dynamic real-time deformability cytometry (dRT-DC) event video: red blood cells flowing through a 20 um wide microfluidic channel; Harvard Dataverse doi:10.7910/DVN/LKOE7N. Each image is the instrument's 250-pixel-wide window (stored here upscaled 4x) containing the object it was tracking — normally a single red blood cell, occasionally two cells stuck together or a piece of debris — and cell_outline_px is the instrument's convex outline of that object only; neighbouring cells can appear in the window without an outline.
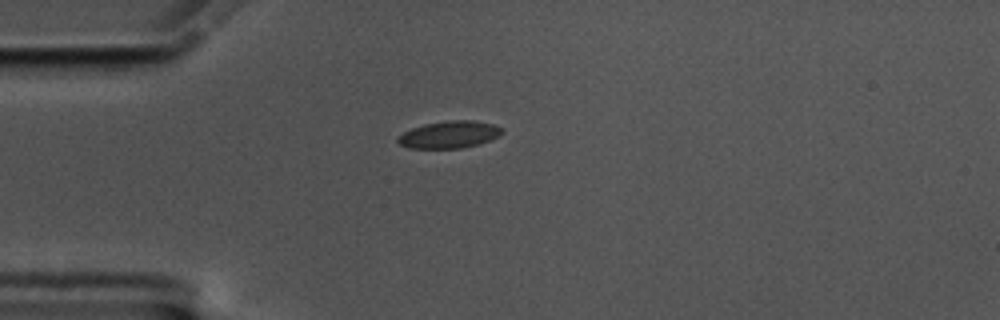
{"species": "common noctule bat (a hibernating species)", "species_latin": "Nyctalus noctula", "temperature_condition": "cold", "stored_images_in_passage": 43, "camera_frame_rate_fps": 3000, "um_per_image_px": 0.085, "animal": {"sex": "male", "body_mass_g": 17.5, "forearm_length_mm": 52.3}, "frame": {"image": 1, "passage_image": 1, "time_ms": 0.0, "image_size_px": [1000, 320], "cell_outline_px": [[504, 132], [488, 140], [476, 144], [460, 148], [408, 148], [400, 144], [396, 140], [396, 136], [412, 128], [424, 124], [452, 120], [472, 120], [492, 124], [500, 128]], "centroid_in_image_um": [38.12, 11.44], "position_along_channel_um": 46.9, "area_um2": 16.18}}
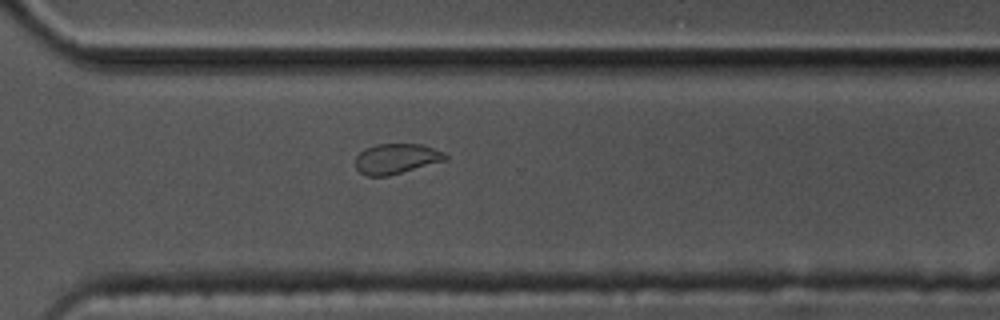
{"frame": {"image": 2, "passage_image": 27, "time_ms": 8.667, "image_size_px": [1000, 320], "cell_outline_px": [[448, 160], [388, 176], [368, 176], [360, 172], [356, 168], [356, 156], [364, 148], [376, 144], [420, 144], [444, 152], [448, 156]], "centroid_in_image_um": [33.7, 13.49], "position_along_channel_um": 336.9, "area_um2": 15.9}}
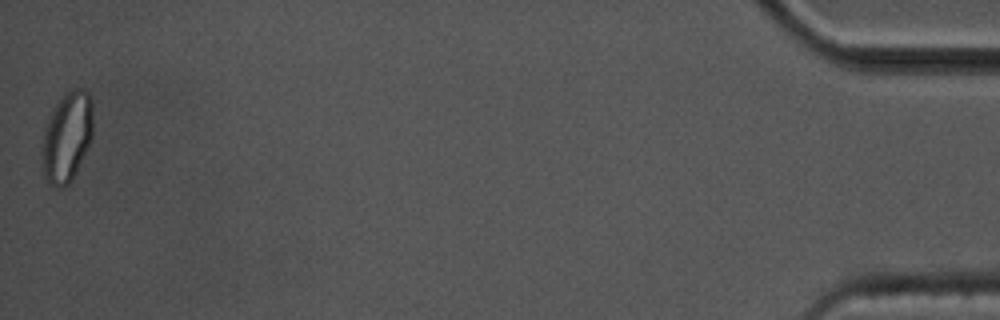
{"frame": {"image": 3, "passage_image": 43, "time_ms": 14.0, "image_size_px": [1000, 320], "cell_outline_px": [[92, 136], [76, 172], [68, 184], [64, 188], [56, 188], [48, 184], [44, 176], [40, 152], [44, 132], [48, 120], [56, 104], [64, 92], [72, 88], [84, 88], [92, 96]], "centroid_in_image_um": [5.68, 11.63], "position_along_channel_um": 429.5, "area_um2": 26.99}, "authors_computed_cell_mechanics": {"area_um2": 16.184, "velocity_mm_per_s": 3.5227, "shape_relaxation_time_tau1_ms": 3.5047, "shape_relaxation_time_tau2_ms": 1.3656, "deformation_change_tau1": 0.0999, "deformation_change_tau2": 0.0512}}